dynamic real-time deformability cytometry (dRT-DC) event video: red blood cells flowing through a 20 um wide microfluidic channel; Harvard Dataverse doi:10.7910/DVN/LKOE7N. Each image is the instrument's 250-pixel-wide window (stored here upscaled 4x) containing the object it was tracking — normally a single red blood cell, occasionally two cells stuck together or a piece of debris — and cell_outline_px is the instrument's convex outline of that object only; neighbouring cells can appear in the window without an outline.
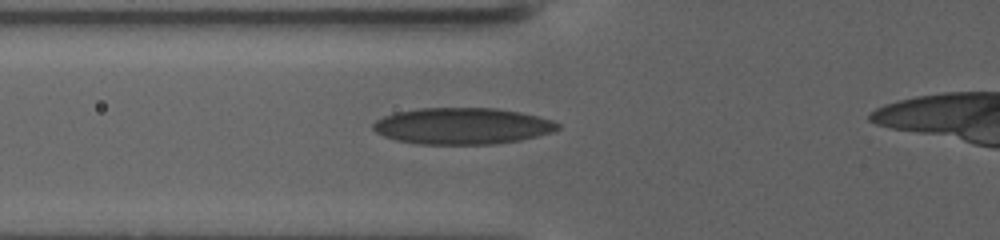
{"species": "human", "species_latin": "Homo sapiens", "temperature_condition": "warm", "stored_images_in_passage": 4, "camera_frame_rate_fps": 3000, "um_per_image_px": 0.085, "donor": {"sex": "female"}, "frame": {"image": 1, "passage_image": 2, "time_ms": 1.0, "image_size_px": [1000, 240], "cell_outline_px": [[560, 128], [552, 132], [520, 140], [496, 144], [420, 144], [396, 140], [384, 136], [376, 132], [372, 128], [372, 124], [376, 120], [384, 116], [396, 112], [420, 108], [496, 108], [520, 112], [552, 120], [560, 124]], "centroid_in_image_um": [39.29, 10.71], "position_along_channel_um": 86.5, "area_um2": 39.19}}
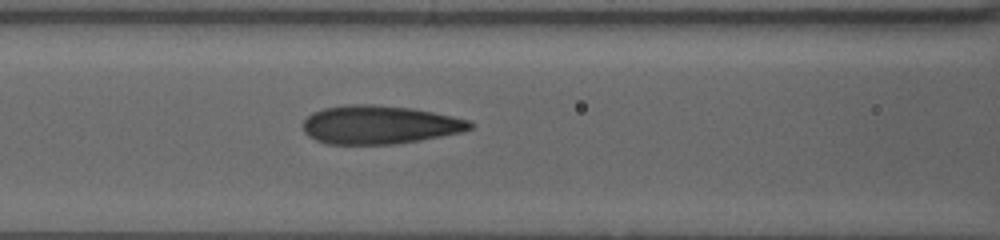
{"frame": {"image": 2, "passage_image": 4, "time_ms": 2.667, "image_size_px": [1000, 240], "cell_outline_px": [[476, 124], [472, 128], [460, 132], [420, 140], [396, 144], [324, 144], [308, 136], [304, 132], [304, 120], [312, 112], [324, 108], [348, 104], [372, 104], [412, 108], [452, 116], [468, 120]], "centroid_in_image_um": [32.24, 10.6], "position_along_channel_um": 134.4, "area_um2": 37.45}}